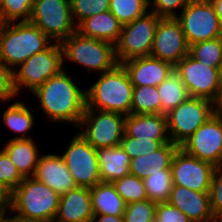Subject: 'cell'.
Here are the masks:
<instances>
[{
	"mask_svg": "<svg viewBox=\"0 0 222 222\" xmlns=\"http://www.w3.org/2000/svg\"><path fill=\"white\" fill-rule=\"evenodd\" d=\"M73 77L63 69L32 92L46 123L48 118L49 124H72L76 126L75 129L78 128L86 109V89L77 84Z\"/></svg>",
	"mask_w": 222,
	"mask_h": 222,
	"instance_id": "1",
	"label": "cell"
},
{
	"mask_svg": "<svg viewBox=\"0 0 222 222\" xmlns=\"http://www.w3.org/2000/svg\"><path fill=\"white\" fill-rule=\"evenodd\" d=\"M60 195L33 177L23 181L10 193L9 213L23 222L54 221Z\"/></svg>",
	"mask_w": 222,
	"mask_h": 222,
	"instance_id": "2",
	"label": "cell"
},
{
	"mask_svg": "<svg viewBox=\"0 0 222 222\" xmlns=\"http://www.w3.org/2000/svg\"><path fill=\"white\" fill-rule=\"evenodd\" d=\"M97 75L95 83L86 86V108L124 116L131 114L134 86L124 67L117 64L112 70Z\"/></svg>",
	"mask_w": 222,
	"mask_h": 222,
	"instance_id": "3",
	"label": "cell"
},
{
	"mask_svg": "<svg viewBox=\"0 0 222 222\" xmlns=\"http://www.w3.org/2000/svg\"><path fill=\"white\" fill-rule=\"evenodd\" d=\"M53 42L29 21L0 23V60L11 70Z\"/></svg>",
	"mask_w": 222,
	"mask_h": 222,
	"instance_id": "4",
	"label": "cell"
},
{
	"mask_svg": "<svg viewBox=\"0 0 222 222\" xmlns=\"http://www.w3.org/2000/svg\"><path fill=\"white\" fill-rule=\"evenodd\" d=\"M60 44L63 50V69L67 68L66 63L72 62L82 66L89 74L92 72L102 74L118 64L112 43L82 36L78 31Z\"/></svg>",
	"mask_w": 222,
	"mask_h": 222,
	"instance_id": "5",
	"label": "cell"
},
{
	"mask_svg": "<svg viewBox=\"0 0 222 222\" xmlns=\"http://www.w3.org/2000/svg\"><path fill=\"white\" fill-rule=\"evenodd\" d=\"M63 70V50L61 44L53 42L47 49L32 55L24 63L13 69L15 92H34L49 78Z\"/></svg>",
	"mask_w": 222,
	"mask_h": 222,
	"instance_id": "6",
	"label": "cell"
},
{
	"mask_svg": "<svg viewBox=\"0 0 222 222\" xmlns=\"http://www.w3.org/2000/svg\"><path fill=\"white\" fill-rule=\"evenodd\" d=\"M216 112V104L212 101L204 98L189 97L166 114L170 141L181 146Z\"/></svg>",
	"mask_w": 222,
	"mask_h": 222,
	"instance_id": "7",
	"label": "cell"
},
{
	"mask_svg": "<svg viewBox=\"0 0 222 222\" xmlns=\"http://www.w3.org/2000/svg\"><path fill=\"white\" fill-rule=\"evenodd\" d=\"M160 18L155 13L148 11L133 22L122 25L121 34L114 45L118 64L150 55Z\"/></svg>",
	"mask_w": 222,
	"mask_h": 222,
	"instance_id": "8",
	"label": "cell"
},
{
	"mask_svg": "<svg viewBox=\"0 0 222 222\" xmlns=\"http://www.w3.org/2000/svg\"><path fill=\"white\" fill-rule=\"evenodd\" d=\"M175 18L189 46L222 37V22L210 0H191Z\"/></svg>",
	"mask_w": 222,
	"mask_h": 222,
	"instance_id": "9",
	"label": "cell"
},
{
	"mask_svg": "<svg viewBox=\"0 0 222 222\" xmlns=\"http://www.w3.org/2000/svg\"><path fill=\"white\" fill-rule=\"evenodd\" d=\"M125 118L119 113L86 108L77 129L96 150L120 146Z\"/></svg>",
	"mask_w": 222,
	"mask_h": 222,
	"instance_id": "10",
	"label": "cell"
},
{
	"mask_svg": "<svg viewBox=\"0 0 222 222\" xmlns=\"http://www.w3.org/2000/svg\"><path fill=\"white\" fill-rule=\"evenodd\" d=\"M29 22L58 43L77 31L70 0H34Z\"/></svg>",
	"mask_w": 222,
	"mask_h": 222,
	"instance_id": "11",
	"label": "cell"
},
{
	"mask_svg": "<svg viewBox=\"0 0 222 222\" xmlns=\"http://www.w3.org/2000/svg\"><path fill=\"white\" fill-rule=\"evenodd\" d=\"M59 153L77 187L93 188L101 181L97 150L77 132Z\"/></svg>",
	"mask_w": 222,
	"mask_h": 222,
	"instance_id": "12",
	"label": "cell"
},
{
	"mask_svg": "<svg viewBox=\"0 0 222 222\" xmlns=\"http://www.w3.org/2000/svg\"><path fill=\"white\" fill-rule=\"evenodd\" d=\"M174 71L190 97L208 99L216 105L219 103L222 96L219 68L206 66L188 54L174 66Z\"/></svg>",
	"mask_w": 222,
	"mask_h": 222,
	"instance_id": "13",
	"label": "cell"
},
{
	"mask_svg": "<svg viewBox=\"0 0 222 222\" xmlns=\"http://www.w3.org/2000/svg\"><path fill=\"white\" fill-rule=\"evenodd\" d=\"M180 148L217 167L222 155V117L217 112L213 114Z\"/></svg>",
	"mask_w": 222,
	"mask_h": 222,
	"instance_id": "14",
	"label": "cell"
},
{
	"mask_svg": "<svg viewBox=\"0 0 222 222\" xmlns=\"http://www.w3.org/2000/svg\"><path fill=\"white\" fill-rule=\"evenodd\" d=\"M216 167L187 154L179 148L174 155L171 172L173 185H180L197 192H209Z\"/></svg>",
	"mask_w": 222,
	"mask_h": 222,
	"instance_id": "15",
	"label": "cell"
},
{
	"mask_svg": "<svg viewBox=\"0 0 222 222\" xmlns=\"http://www.w3.org/2000/svg\"><path fill=\"white\" fill-rule=\"evenodd\" d=\"M189 44L176 18H160L150 55L175 66L189 54Z\"/></svg>",
	"mask_w": 222,
	"mask_h": 222,
	"instance_id": "16",
	"label": "cell"
},
{
	"mask_svg": "<svg viewBox=\"0 0 222 222\" xmlns=\"http://www.w3.org/2000/svg\"><path fill=\"white\" fill-rule=\"evenodd\" d=\"M121 65L134 87H157L174 71V66L151 55L127 60Z\"/></svg>",
	"mask_w": 222,
	"mask_h": 222,
	"instance_id": "17",
	"label": "cell"
},
{
	"mask_svg": "<svg viewBox=\"0 0 222 222\" xmlns=\"http://www.w3.org/2000/svg\"><path fill=\"white\" fill-rule=\"evenodd\" d=\"M33 178L46 184L60 196L77 187L60 154H41Z\"/></svg>",
	"mask_w": 222,
	"mask_h": 222,
	"instance_id": "18",
	"label": "cell"
},
{
	"mask_svg": "<svg viewBox=\"0 0 222 222\" xmlns=\"http://www.w3.org/2000/svg\"><path fill=\"white\" fill-rule=\"evenodd\" d=\"M167 202L182 211L192 222H216L210 208L209 192L173 185Z\"/></svg>",
	"mask_w": 222,
	"mask_h": 222,
	"instance_id": "19",
	"label": "cell"
},
{
	"mask_svg": "<svg viewBox=\"0 0 222 222\" xmlns=\"http://www.w3.org/2000/svg\"><path fill=\"white\" fill-rule=\"evenodd\" d=\"M90 188L76 187L60 196L55 222H92Z\"/></svg>",
	"mask_w": 222,
	"mask_h": 222,
	"instance_id": "20",
	"label": "cell"
},
{
	"mask_svg": "<svg viewBox=\"0 0 222 222\" xmlns=\"http://www.w3.org/2000/svg\"><path fill=\"white\" fill-rule=\"evenodd\" d=\"M124 133L133 138L170 142L167 117L164 114H129L125 118Z\"/></svg>",
	"mask_w": 222,
	"mask_h": 222,
	"instance_id": "21",
	"label": "cell"
},
{
	"mask_svg": "<svg viewBox=\"0 0 222 222\" xmlns=\"http://www.w3.org/2000/svg\"><path fill=\"white\" fill-rule=\"evenodd\" d=\"M35 138L10 139L1 146L11 162L24 177H33L38 160L41 156L38 142Z\"/></svg>",
	"mask_w": 222,
	"mask_h": 222,
	"instance_id": "22",
	"label": "cell"
},
{
	"mask_svg": "<svg viewBox=\"0 0 222 222\" xmlns=\"http://www.w3.org/2000/svg\"><path fill=\"white\" fill-rule=\"evenodd\" d=\"M179 148L180 146L170 141L150 154L131 158L130 174L143 180L151 174L161 173V170L171 169L174 155Z\"/></svg>",
	"mask_w": 222,
	"mask_h": 222,
	"instance_id": "23",
	"label": "cell"
},
{
	"mask_svg": "<svg viewBox=\"0 0 222 222\" xmlns=\"http://www.w3.org/2000/svg\"><path fill=\"white\" fill-rule=\"evenodd\" d=\"M122 24L110 12L104 11L83 20L77 31L85 37L103 40L115 45L121 34Z\"/></svg>",
	"mask_w": 222,
	"mask_h": 222,
	"instance_id": "24",
	"label": "cell"
},
{
	"mask_svg": "<svg viewBox=\"0 0 222 222\" xmlns=\"http://www.w3.org/2000/svg\"><path fill=\"white\" fill-rule=\"evenodd\" d=\"M102 182L112 183L130 173V156L121 146L97 149Z\"/></svg>",
	"mask_w": 222,
	"mask_h": 222,
	"instance_id": "25",
	"label": "cell"
},
{
	"mask_svg": "<svg viewBox=\"0 0 222 222\" xmlns=\"http://www.w3.org/2000/svg\"><path fill=\"white\" fill-rule=\"evenodd\" d=\"M90 194L94 215L123 216L126 203L112 183L100 182L90 188Z\"/></svg>",
	"mask_w": 222,
	"mask_h": 222,
	"instance_id": "26",
	"label": "cell"
},
{
	"mask_svg": "<svg viewBox=\"0 0 222 222\" xmlns=\"http://www.w3.org/2000/svg\"><path fill=\"white\" fill-rule=\"evenodd\" d=\"M8 107L2 112V120L5 126L16 134L11 139H29L32 138L28 135L33 130L35 124V116L33 111L30 110L27 103L21 100L11 101V104H7Z\"/></svg>",
	"mask_w": 222,
	"mask_h": 222,
	"instance_id": "27",
	"label": "cell"
},
{
	"mask_svg": "<svg viewBox=\"0 0 222 222\" xmlns=\"http://www.w3.org/2000/svg\"><path fill=\"white\" fill-rule=\"evenodd\" d=\"M157 91L161 99V114L164 115L190 97L186 86L175 71L157 86Z\"/></svg>",
	"mask_w": 222,
	"mask_h": 222,
	"instance_id": "28",
	"label": "cell"
},
{
	"mask_svg": "<svg viewBox=\"0 0 222 222\" xmlns=\"http://www.w3.org/2000/svg\"><path fill=\"white\" fill-rule=\"evenodd\" d=\"M145 191L150 201L167 202L173 188L171 169L161 170V173L151 174L143 179Z\"/></svg>",
	"mask_w": 222,
	"mask_h": 222,
	"instance_id": "29",
	"label": "cell"
},
{
	"mask_svg": "<svg viewBox=\"0 0 222 222\" xmlns=\"http://www.w3.org/2000/svg\"><path fill=\"white\" fill-rule=\"evenodd\" d=\"M131 114H161V99L157 87L138 86L133 88Z\"/></svg>",
	"mask_w": 222,
	"mask_h": 222,
	"instance_id": "30",
	"label": "cell"
},
{
	"mask_svg": "<svg viewBox=\"0 0 222 222\" xmlns=\"http://www.w3.org/2000/svg\"><path fill=\"white\" fill-rule=\"evenodd\" d=\"M110 12L124 25L149 11V0H110Z\"/></svg>",
	"mask_w": 222,
	"mask_h": 222,
	"instance_id": "31",
	"label": "cell"
},
{
	"mask_svg": "<svg viewBox=\"0 0 222 222\" xmlns=\"http://www.w3.org/2000/svg\"><path fill=\"white\" fill-rule=\"evenodd\" d=\"M189 54L206 66L219 68L222 61V37L190 45Z\"/></svg>",
	"mask_w": 222,
	"mask_h": 222,
	"instance_id": "32",
	"label": "cell"
},
{
	"mask_svg": "<svg viewBox=\"0 0 222 222\" xmlns=\"http://www.w3.org/2000/svg\"><path fill=\"white\" fill-rule=\"evenodd\" d=\"M112 184L126 204L148 199L143 180L130 173Z\"/></svg>",
	"mask_w": 222,
	"mask_h": 222,
	"instance_id": "33",
	"label": "cell"
},
{
	"mask_svg": "<svg viewBox=\"0 0 222 222\" xmlns=\"http://www.w3.org/2000/svg\"><path fill=\"white\" fill-rule=\"evenodd\" d=\"M34 0H0V23L29 21Z\"/></svg>",
	"mask_w": 222,
	"mask_h": 222,
	"instance_id": "34",
	"label": "cell"
},
{
	"mask_svg": "<svg viewBox=\"0 0 222 222\" xmlns=\"http://www.w3.org/2000/svg\"><path fill=\"white\" fill-rule=\"evenodd\" d=\"M110 0H70L73 21L78 26L83 20L109 10Z\"/></svg>",
	"mask_w": 222,
	"mask_h": 222,
	"instance_id": "35",
	"label": "cell"
},
{
	"mask_svg": "<svg viewBox=\"0 0 222 222\" xmlns=\"http://www.w3.org/2000/svg\"><path fill=\"white\" fill-rule=\"evenodd\" d=\"M156 205L149 199L126 204L124 222H154Z\"/></svg>",
	"mask_w": 222,
	"mask_h": 222,
	"instance_id": "36",
	"label": "cell"
},
{
	"mask_svg": "<svg viewBox=\"0 0 222 222\" xmlns=\"http://www.w3.org/2000/svg\"><path fill=\"white\" fill-rule=\"evenodd\" d=\"M163 145L161 141L144 140L127 136L125 133L120 142L122 149L130 156L136 158L138 156L150 154Z\"/></svg>",
	"mask_w": 222,
	"mask_h": 222,
	"instance_id": "37",
	"label": "cell"
},
{
	"mask_svg": "<svg viewBox=\"0 0 222 222\" xmlns=\"http://www.w3.org/2000/svg\"><path fill=\"white\" fill-rule=\"evenodd\" d=\"M23 179L24 177L19 173L8 155L0 149V185L11 193Z\"/></svg>",
	"mask_w": 222,
	"mask_h": 222,
	"instance_id": "38",
	"label": "cell"
},
{
	"mask_svg": "<svg viewBox=\"0 0 222 222\" xmlns=\"http://www.w3.org/2000/svg\"><path fill=\"white\" fill-rule=\"evenodd\" d=\"M190 1L191 0H149V11L161 18H175Z\"/></svg>",
	"mask_w": 222,
	"mask_h": 222,
	"instance_id": "39",
	"label": "cell"
},
{
	"mask_svg": "<svg viewBox=\"0 0 222 222\" xmlns=\"http://www.w3.org/2000/svg\"><path fill=\"white\" fill-rule=\"evenodd\" d=\"M212 214L217 219L222 214V170L216 168L209 189Z\"/></svg>",
	"mask_w": 222,
	"mask_h": 222,
	"instance_id": "40",
	"label": "cell"
},
{
	"mask_svg": "<svg viewBox=\"0 0 222 222\" xmlns=\"http://www.w3.org/2000/svg\"><path fill=\"white\" fill-rule=\"evenodd\" d=\"M17 96L13 86V71L0 60V103L4 105Z\"/></svg>",
	"mask_w": 222,
	"mask_h": 222,
	"instance_id": "41",
	"label": "cell"
},
{
	"mask_svg": "<svg viewBox=\"0 0 222 222\" xmlns=\"http://www.w3.org/2000/svg\"><path fill=\"white\" fill-rule=\"evenodd\" d=\"M154 222H192L178 208L168 202L157 203Z\"/></svg>",
	"mask_w": 222,
	"mask_h": 222,
	"instance_id": "42",
	"label": "cell"
},
{
	"mask_svg": "<svg viewBox=\"0 0 222 222\" xmlns=\"http://www.w3.org/2000/svg\"><path fill=\"white\" fill-rule=\"evenodd\" d=\"M10 193L0 185V211H9Z\"/></svg>",
	"mask_w": 222,
	"mask_h": 222,
	"instance_id": "43",
	"label": "cell"
},
{
	"mask_svg": "<svg viewBox=\"0 0 222 222\" xmlns=\"http://www.w3.org/2000/svg\"><path fill=\"white\" fill-rule=\"evenodd\" d=\"M92 222H124V218L114 215H94Z\"/></svg>",
	"mask_w": 222,
	"mask_h": 222,
	"instance_id": "44",
	"label": "cell"
},
{
	"mask_svg": "<svg viewBox=\"0 0 222 222\" xmlns=\"http://www.w3.org/2000/svg\"><path fill=\"white\" fill-rule=\"evenodd\" d=\"M215 7V11L222 22V0H210Z\"/></svg>",
	"mask_w": 222,
	"mask_h": 222,
	"instance_id": "45",
	"label": "cell"
},
{
	"mask_svg": "<svg viewBox=\"0 0 222 222\" xmlns=\"http://www.w3.org/2000/svg\"><path fill=\"white\" fill-rule=\"evenodd\" d=\"M9 215V216H8ZM0 222H21L18 218L12 216L10 213L7 214Z\"/></svg>",
	"mask_w": 222,
	"mask_h": 222,
	"instance_id": "46",
	"label": "cell"
},
{
	"mask_svg": "<svg viewBox=\"0 0 222 222\" xmlns=\"http://www.w3.org/2000/svg\"><path fill=\"white\" fill-rule=\"evenodd\" d=\"M216 111L222 117V96L219 103L216 105Z\"/></svg>",
	"mask_w": 222,
	"mask_h": 222,
	"instance_id": "47",
	"label": "cell"
},
{
	"mask_svg": "<svg viewBox=\"0 0 222 222\" xmlns=\"http://www.w3.org/2000/svg\"><path fill=\"white\" fill-rule=\"evenodd\" d=\"M219 76H220V86L222 88V61L219 67Z\"/></svg>",
	"mask_w": 222,
	"mask_h": 222,
	"instance_id": "48",
	"label": "cell"
},
{
	"mask_svg": "<svg viewBox=\"0 0 222 222\" xmlns=\"http://www.w3.org/2000/svg\"><path fill=\"white\" fill-rule=\"evenodd\" d=\"M7 214H9V211H0V221H1Z\"/></svg>",
	"mask_w": 222,
	"mask_h": 222,
	"instance_id": "49",
	"label": "cell"
},
{
	"mask_svg": "<svg viewBox=\"0 0 222 222\" xmlns=\"http://www.w3.org/2000/svg\"><path fill=\"white\" fill-rule=\"evenodd\" d=\"M216 168L222 170V155H221V158H220V162H219V164H218V166Z\"/></svg>",
	"mask_w": 222,
	"mask_h": 222,
	"instance_id": "50",
	"label": "cell"
},
{
	"mask_svg": "<svg viewBox=\"0 0 222 222\" xmlns=\"http://www.w3.org/2000/svg\"><path fill=\"white\" fill-rule=\"evenodd\" d=\"M216 222H222V214L216 219Z\"/></svg>",
	"mask_w": 222,
	"mask_h": 222,
	"instance_id": "51",
	"label": "cell"
}]
</instances>
